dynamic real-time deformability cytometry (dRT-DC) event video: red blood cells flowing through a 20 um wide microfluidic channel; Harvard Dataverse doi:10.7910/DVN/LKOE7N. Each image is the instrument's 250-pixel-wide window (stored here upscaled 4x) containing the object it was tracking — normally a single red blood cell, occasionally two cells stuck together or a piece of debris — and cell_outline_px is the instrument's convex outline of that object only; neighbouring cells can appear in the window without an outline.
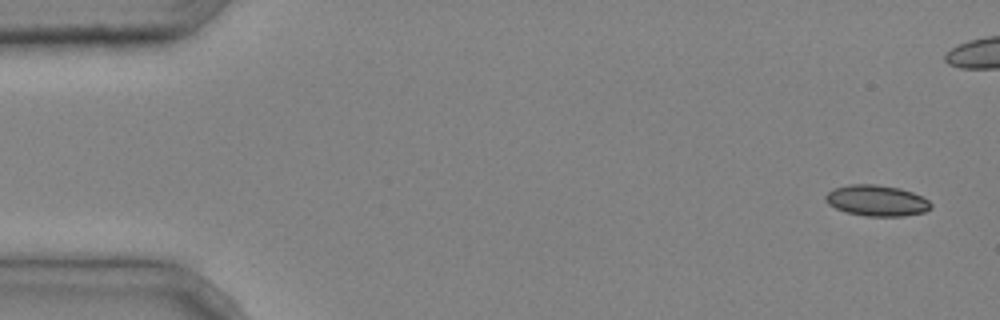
{"species": "common noctule bat (a hibernating species)", "species_latin": "Nyctalus noctula", "temperature_condition": "cold", "stored_images_in_passage": 5, "camera_frame_rate_fps": 3000, "um_per_image_px": 0.085, "animal": {"sex": "male", "body_mass_g": 20.4}, "frame": {"image": 1, "passage_image": 1, "time_ms": 0.0, "image_size_px": [1000, 320], "cell_outline_px": [[932, 208], [924, 212], [904, 216], [864, 216], [844, 212], [828, 204], [824, 200], [824, 196], [832, 188], [848, 184], [876, 184], [900, 188], [912, 192], [928, 200], [932, 204]], "centroid_in_image_um": [74.48, 17.05], "position_along_channel_um": 10.5, "area_um2": 19.25}}
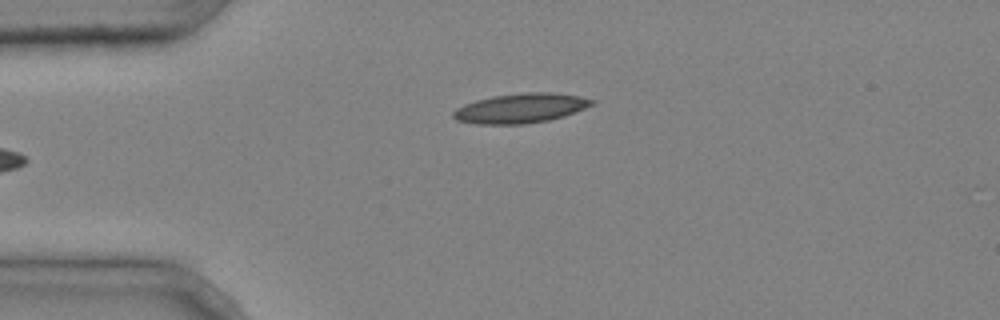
{"frame": {"image": 2, "passage_image": 5, "time_ms": 1.333, "image_size_px": [1000, 320], "cell_outline_px": [[596, 104], [564, 116], [548, 120], [524, 124], [476, 124], [456, 120], [452, 116], [452, 112], [456, 108], [464, 104], [476, 100], [492, 96], [528, 92], [552, 92], [580, 96], [596, 100]], "centroid_in_image_um": [44.27, 9.19], "position_along_channel_um": 40.7, "area_um2": 24.04}}